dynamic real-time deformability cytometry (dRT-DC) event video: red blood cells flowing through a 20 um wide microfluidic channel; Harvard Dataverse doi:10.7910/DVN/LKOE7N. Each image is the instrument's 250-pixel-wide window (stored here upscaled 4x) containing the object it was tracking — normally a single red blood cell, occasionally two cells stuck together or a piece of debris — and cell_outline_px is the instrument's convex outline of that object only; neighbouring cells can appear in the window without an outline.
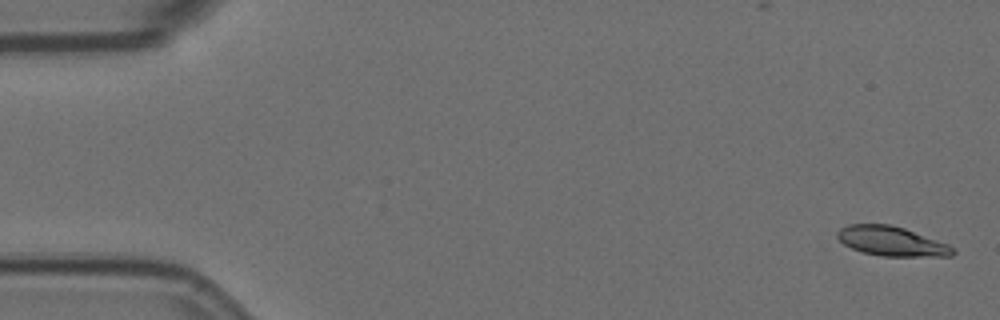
{"species": "Egyptian fruit bat (a non-hibernating species)", "species_latin": "Rousettus aegyptiacus", "temperature_condition": "room temperature", "stored_images_in_passage": 56, "camera_frame_rate_fps": 3000, "um_per_image_px": 0.085, "animal": {"sex": "female"}, "frame": {"image": 1, "passage_image": 1, "time_ms": 0.0, "image_size_px": [1000, 320], "cell_outline_px": [[956, 252], [952, 256], [880, 256], [864, 252], [852, 248], [844, 244], [836, 236], [836, 232], [840, 228], [848, 224], [888, 224], [904, 228], [948, 244]], "centroid_in_image_um": [75.76, 20.5], "position_along_channel_um": 9.2, "area_um2": 19.71}}
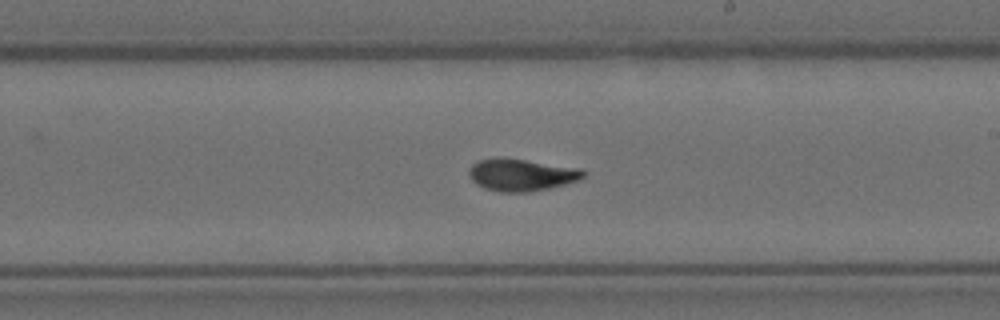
{"frame": {"image": 2, "passage_image": 32, "time_ms": 10.333, "image_size_px": [1000, 320], "cell_outline_px": [[584, 176], [580, 180], [548, 188], [528, 192], [500, 192], [484, 188], [476, 184], [472, 180], [468, 172], [468, 168], [476, 160], [500, 156], [580, 168], [584, 172]], "centroid_in_image_um": [44.26, 14.84], "position_along_channel_um": 244.7, "area_um2": 21.62}}
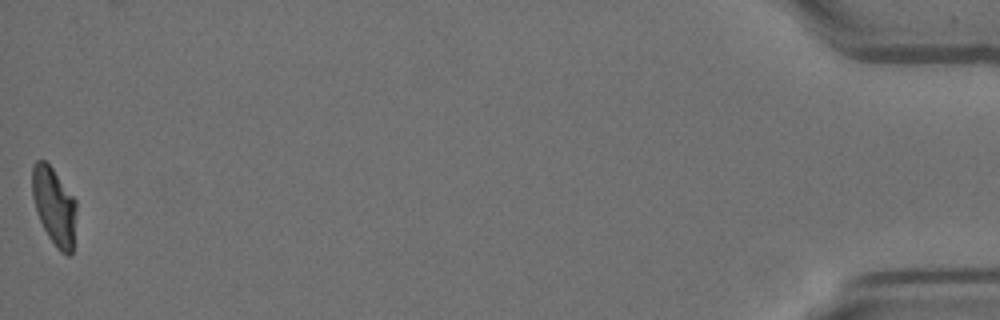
{"frame": {"image": 3, "passage_image": 56, "time_ms": 18.333, "image_size_px": [1000, 320], "cell_outline_px": [[76, 208], [72, 252], [68, 256], [60, 252], [56, 248], [48, 236], [36, 212], [32, 196], [32, 164], [36, 160], [44, 160], [52, 168], [76, 200]], "centroid_in_image_um": [4.59, 17.52], "position_along_channel_um": 430.6, "area_um2": 19.88}, "authors_computed_cell_mechanics": {"area_um2": 20.8658, "velocity_mm_per_s": 3.5609, "shape_relaxation_time_tau1_ms": 3.7975, "shape_relaxation_time_tau2_ms": 1.3864, "deformation_change_tau1": 0.1825, "deformation_change_tau2": 0.0779}}